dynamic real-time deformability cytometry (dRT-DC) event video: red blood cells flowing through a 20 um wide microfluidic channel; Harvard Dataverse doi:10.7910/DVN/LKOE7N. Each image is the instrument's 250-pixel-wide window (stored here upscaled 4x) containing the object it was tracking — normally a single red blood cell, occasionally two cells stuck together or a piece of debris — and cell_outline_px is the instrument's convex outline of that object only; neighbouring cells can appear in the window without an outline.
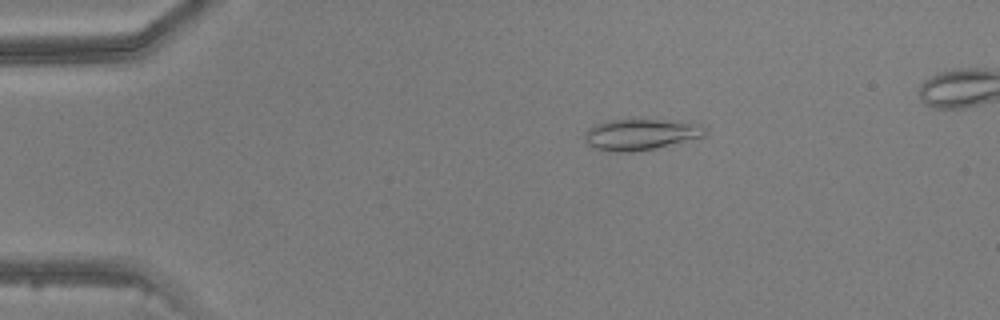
{"species": "common noctule bat (a hibernating species)", "species_latin": "Nyctalus noctula", "temperature_condition": "warm", "stored_images_in_passage": 48, "segment_of_instrument_passage": [1, 2], "camera_frame_rate_fps": 3000, "um_per_image_px": 0.085, "animal": {"sex": "male", "body_mass_g": 20.5, "forearm_length_mm": 52.5}, "frame": {"image": 1, "passage_image": 9, "time_ms": 2.667, "image_size_px": [1000, 320], "cell_outline_px": [[708, 132], [704, 136], [652, 148], [632, 152], [608, 152], [592, 148], [584, 140], [584, 136], [588, 128], [596, 124], [612, 120], [656, 120], [704, 124], [708, 128]], "centroid_in_image_um": [54.43, 11.43], "position_along_channel_um": 30.6, "area_um2": 21.62}}
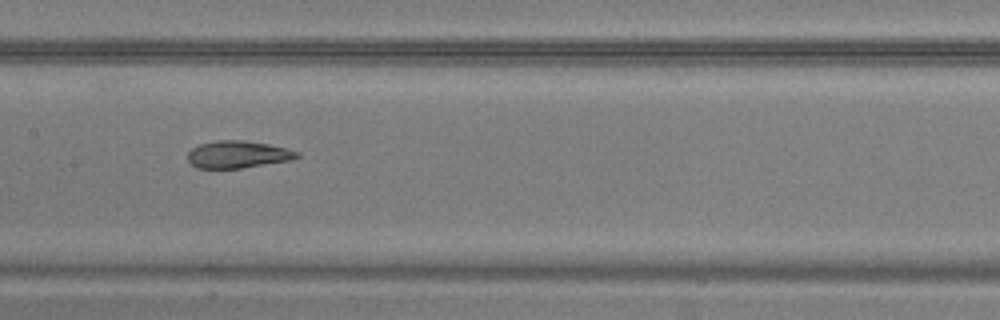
{"frame": {"image": 2, "passage_image": 24, "time_ms": 7.667, "image_size_px": [1000, 320], "cell_outline_px": [[300, 156], [292, 160], [240, 168], [196, 168], [188, 160], [188, 152], [192, 148], [200, 144], [216, 140], [244, 140], [268, 144], [300, 152]], "centroid_in_image_um": [20.21, 13.12], "position_along_channel_um": 187.2, "area_um2": 17.28}}
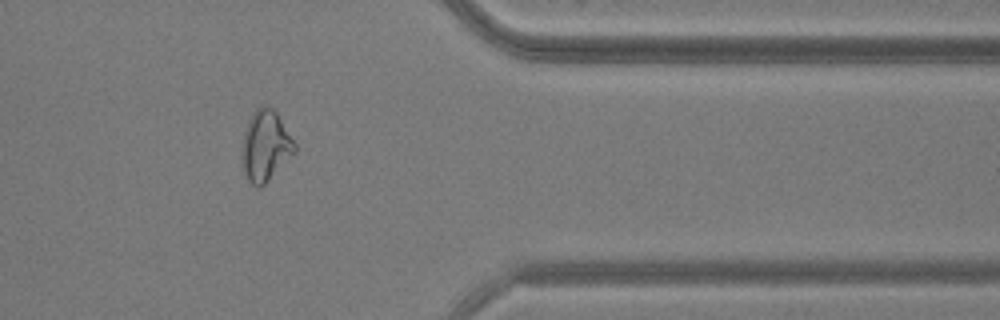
{"frame": {"image": 3, "passage_image": 39, "time_ms": 12.667, "image_size_px": [1000, 320], "cell_outline_px": [[296, 152], [260, 188], [256, 188], [248, 180], [244, 172], [240, 148], [244, 132], [248, 120], [252, 112], [256, 108], [264, 104], [272, 108], [276, 112], [296, 144]], "centroid_in_image_um": [22.54, 12.38], "position_along_channel_um": 388.9, "area_um2": 21.85}}